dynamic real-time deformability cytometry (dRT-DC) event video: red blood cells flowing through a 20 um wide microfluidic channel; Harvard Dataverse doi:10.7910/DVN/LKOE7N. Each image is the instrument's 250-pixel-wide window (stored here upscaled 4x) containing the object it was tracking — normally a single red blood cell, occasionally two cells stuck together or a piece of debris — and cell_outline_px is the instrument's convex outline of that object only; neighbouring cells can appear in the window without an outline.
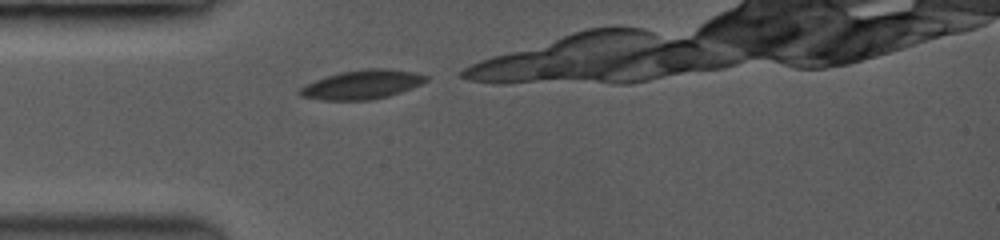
{"species": "common noctule bat (a hibernating species)", "species_latin": "Nyctalus noctula", "temperature_condition": "room temperature", "stored_images_in_passage": 3, "camera_frame_rate_fps": 3500, "um_per_image_px": 0.085, "animal": {"sex": "female", "body_mass_g": 19.0, "forearm_length_mm": 53.3}, "frame": {"image": 1, "passage_image": 1, "time_ms": 0.0, "image_size_px": [1000, 240], "cell_outline_px": [[428, 80], [420, 84], [400, 92], [388, 96], [368, 100], [324, 100], [300, 96], [300, 88], [316, 80], [340, 72], [368, 68], [380, 68], [412, 72], [428, 76]], "centroid_in_image_um": [30.78, 7.19], "position_along_channel_um": 54.2, "area_um2": 20.87}}